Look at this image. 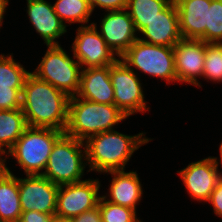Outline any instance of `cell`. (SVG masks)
<instances>
[{
  "mask_svg": "<svg viewBox=\"0 0 222 222\" xmlns=\"http://www.w3.org/2000/svg\"><path fill=\"white\" fill-rule=\"evenodd\" d=\"M70 97L30 73L24 83L21 109L27 126L65 131Z\"/></svg>",
  "mask_w": 222,
  "mask_h": 222,
  "instance_id": "1",
  "label": "cell"
},
{
  "mask_svg": "<svg viewBox=\"0 0 222 222\" xmlns=\"http://www.w3.org/2000/svg\"><path fill=\"white\" fill-rule=\"evenodd\" d=\"M146 133L134 136L125 135L115 130L104 131L89 137L85 143L86 163L89 171L108 172L125 170V165L133 153L151 139L143 137Z\"/></svg>",
  "mask_w": 222,
  "mask_h": 222,
  "instance_id": "2",
  "label": "cell"
},
{
  "mask_svg": "<svg viewBox=\"0 0 222 222\" xmlns=\"http://www.w3.org/2000/svg\"><path fill=\"white\" fill-rule=\"evenodd\" d=\"M127 117L115 106L100 104L71 96L68 103V121L64 133L81 141L104 131Z\"/></svg>",
  "mask_w": 222,
  "mask_h": 222,
  "instance_id": "3",
  "label": "cell"
},
{
  "mask_svg": "<svg viewBox=\"0 0 222 222\" xmlns=\"http://www.w3.org/2000/svg\"><path fill=\"white\" fill-rule=\"evenodd\" d=\"M63 134L53 128L27 126L6 157L13 156L26 175H41L55 142Z\"/></svg>",
  "mask_w": 222,
  "mask_h": 222,
  "instance_id": "4",
  "label": "cell"
},
{
  "mask_svg": "<svg viewBox=\"0 0 222 222\" xmlns=\"http://www.w3.org/2000/svg\"><path fill=\"white\" fill-rule=\"evenodd\" d=\"M84 160H87L84 142L64 133L55 142L41 175L58 186L83 181L87 165Z\"/></svg>",
  "mask_w": 222,
  "mask_h": 222,
  "instance_id": "5",
  "label": "cell"
},
{
  "mask_svg": "<svg viewBox=\"0 0 222 222\" xmlns=\"http://www.w3.org/2000/svg\"><path fill=\"white\" fill-rule=\"evenodd\" d=\"M47 47L44 57L31 73L65 92L69 97L75 96L80 85L81 65L69 57L60 45Z\"/></svg>",
  "mask_w": 222,
  "mask_h": 222,
  "instance_id": "6",
  "label": "cell"
},
{
  "mask_svg": "<svg viewBox=\"0 0 222 222\" xmlns=\"http://www.w3.org/2000/svg\"><path fill=\"white\" fill-rule=\"evenodd\" d=\"M119 59L129 68L135 67L146 74L160 77L168 84L177 81L173 47L149 44L137 39Z\"/></svg>",
  "mask_w": 222,
  "mask_h": 222,
  "instance_id": "7",
  "label": "cell"
},
{
  "mask_svg": "<svg viewBox=\"0 0 222 222\" xmlns=\"http://www.w3.org/2000/svg\"><path fill=\"white\" fill-rule=\"evenodd\" d=\"M110 79L114 88V105L126 116L149 111L144 100L142 84L134 69L119 58L110 65Z\"/></svg>",
  "mask_w": 222,
  "mask_h": 222,
  "instance_id": "8",
  "label": "cell"
},
{
  "mask_svg": "<svg viewBox=\"0 0 222 222\" xmlns=\"http://www.w3.org/2000/svg\"><path fill=\"white\" fill-rule=\"evenodd\" d=\"M99 189L98 179L59 186L55 217L70 220L83 212L94 209L101 197Z\"/></svg>",
  "mask_w": 222,
  "mask_h": 222,
  "instance_id": "9",
  "label": "cell"
},
{
  "mask_svg": "<svg viewBox=\"0 0 222 222\" xmlns=\"http://www.w3.org/2000/svg\"><path fill=\"white\" fill-rule=\"evenodd\" d=\"M72 51L74 59H77L82 69L106 67L118 60L116 54L107 46L97 31L95 23L79 26L72 44Z\"/></svg>",
  "mask_w": 222,
  "mask_h": 222,
  "instance_id": "10",
  "label": "cell"
},
{
  "mask_svg": "<svg viewBox=\"0 0 222 222\" xmlns=\"http://www.w3.org/2000/svg\"><path fill=\"white\" fill-rule=\"evenodd\" d=\"M22 212L38 211L55 217L59 186L42 175H26L18 178Z\"/></svg>",
  "mask_w": 222,
  "mask_h": 222,
  "instance_id": "11",
  "label": "cell"
},
{
  "mask_svg": "<svg viewBox=\"0 0 222 222\" xmlns=\"http://www.w3.org/2000/svg\"><path fill=\"white\" fill-rule=\"evenodd\" d=\"M218 165L216 157H208L192 162L177 171L191 198L197 201H208L218 180L222 177V172L218 171Z\"/></svg>",
  "mask_w": 222,
  "mask_h": 222,
  "instance_id": "12",
  "label": "cell"
},
{
  "mask_svg": "<svg viewBox=\"0 0 222 222\" xmlns=\"http://www.w3.org/2000/svg\"><path fill=\"white\" fill-rule=\"evenodd\" d=\"M100 35L120 58L138 39L134 22L127 9L108 11L101 21Z\"/></svg>",
  "mask_w": 222,
  "mask_h": 222,
  "instance_id": "13",
  "label": "cell"
},
{
  "mask_svg": "<svg viewBox=\"0 0 222 222\" xmlns=\"http://www.w3.org/2000/svg\"><path fill=\"white\" fill-rule=\"evenodd\" d=\"M205 49L204 41L183 38L173 47L178 82L200 87L197 77H203Z\"/></svg>",
  "mask_w": 222,
  "mask_h": 222,
  "instance_id": "14",
  "label": "cell"
},
{
  "mask_svg": "<svg viewBox=\"0 0 222 222\" xmlns=\"http://www.w3.org/2000/svg\"><path fill=\"white\" fill-rule=\"evenodd\" d=\"M140 33L146 38H140L143 42L174 47L181 39L179 17L174 0H172L158 16L153 18Z\"/></svg>",
  "mask_w": 222,
  "mask_h": 222,
  "instance_id": "15",
  "label": "cell"
},
{
  "mask_svg": "<svg viewBox=\"0 0 222 222\" xmlns=\"http://www.w3.org/2000/svg\"><path fill=\"white\" fill-rule=\"evenodd\" d=\"M183 39L202 40L206 43L208 8L211 0H174Z\"/></svg>",
  "mask_w": 222,
  "mask_h": 222,
  "instance_id": "16",
  "label": "cell"
},
{
  "mask_svg": "<svg viewBox=\"0 0 222 222\" xmlns=\"http://www.w3.org/2000/svg\"><path fill=\"white\" fill-rule=\"evenodd\" d=\"M27 13L36 32L42 37L47 46L59 45L57 38L67 32L54 7L45 0H27Z\"/></svg>",
  "mask_w": 222,
  "mask_h": 222,
  "instance_id": "17",
  "label": "cell"
},
{
  "mask_svg": "<svg viewBox=\"0 0 222 222\" xmlns=\"http://www.w3.org/2000/svg\"><path fill=\"white\" fill-rule=\"evenodd\" d=\"M76 97L100 104L114 105V88L110 79V66L83 68Z\"/></svg>",
  "mask_w": 222,
  "mask_h": 222,
  "instance_id": "18",
  "label": "cell"
},
{
  "mask_svg": "<svg viewBox=\"0 0 222 222\" xmlns=\"http://www.w3.org/2000/svg\"><path fill=\"white\" fill-rule=\"evenodd\" d=\"M105 173H110L113 180L109 187V201L124 207L134 209L140 202L143 194L142 186L136 171L125 172L124 170H113Z\"/></svg>",
  "mask_w": 222,
  "mask_h": 222,
  "instance_id": "19",
  "label": "cell"
},
{
  "mask_svg": "<svg viewBox=\"0 0 222 222\" xmlns=\"http://www.w3.org/2000/svg\"><path fill=\"white\" fill-rule=\"evenodd\" d=\"M6 159L2 158L0 167V222H19L22 209L18 178L5 165Z\"/></svg>",
  "mask_w": 222,
  "mask_h": 222,
  "instance_id": "20",
  "label": "cell"
},
{
  "mask_svg": "<svg viewBox=\"0 0 222 222\" xmlns=\"http://www.w3.org/2000/svg\"><path fill=\"white\" fill-rule=\"evenodd\" d=\"M26 127L27 123L21 108L0 110V157L14 146Z\"/></svg>",
  "mask_w": 222,
  "mask_h": 222,
  "instance_id": "21",
  "label": "cell"
},
{
  "mask_svg": "<svg viewBox=\"0 0 222 222\" xmlns=\"http://www.w3.org/2000/svg\"><path fill=\"white\" fill-rule=\"evenodd\" d=\"M172 0H127L128 13L140 32L153 18L158 16Z\"/></svg>",
  "mask_w": 222,
  "mask_h": 222,
  "instance_id": "22",
  "label": "cell"
},
{
  "mask_svg": "<svg viewBox=\"0 0 222 222\" xmlns=\"http://www.w3.org/2000/svg\"><path fill=\"white\" fill-rule=\"evenodd\" d=\"M53 7L64 24L65 22L86 24L93 12L88 0H57Z\"/></svg>",
  "mask_w": 222,
  "mask_h": 222,
  "instance_id": "23",
  "label": "cell"
},
{
  "mask_svg": "<svg viewBox=\"0 0 222 222\" xmlns=\"http://www.w3.org/2000/svg\"><path fill=\"white\" fill-rule=\"evenodd\" d=\"M30 73L13 59V55H0V87L23 88Z\"/></svg>",
  "mask_w": 222,
  "mask_h": 222,
  "instance_id": "24",
  "label": "cell"
},
{
  "mask_svg": "<svg viewBox=\"0 0 222 222\" xmlns=\"http://www.w3.org/2000/svg\"><path fill=\"white\" fill-rule=\"evenodd\" d=\"M107 198L105 195L101 196L97 205L102 222H142L137 219L134 209L106 201Z\"/></svg>",
  "mask_w": 222,
  "mask_h": 222,
  "instance_id": "25",
  "label": "cell"
},
{
  "mask_svg": "<svg viewBox=\"0 0 222 222\" xmlns=\"http://www.w3.org/2000/svg\"><path fill=\"white\" fill-rule=\"evenodd\" d=\"M203 78L222 82V47L218 43H206Z\"/></svg>",
  "mask_w": 222,
  "mask_h": 222,
  "instance_id": "26",
  "label": "cell"
},
{
  "mask_svg": "<svg viewBox=\"0 0 222 222\" xmlns=\"http://www.w3.org/2000/svg\"><path fill=\"white\" fill-rule=\"evenodd\" d=\"M222 42V0H211L208 8L206 43Z\"/></svg>",
  "mask_w": 222,
  "mask_h": 222,
  "instance_id": "27",
  "label": "cell"
},
{
  "mask_svg": "<svg viewBox=\"0 0 222 222\" xmlns=\"http://www.w3.org/2000/svg\"><path fill=\"white\" fill-rule=\"evenodd\" d=\"M23 88L0 87V110L21 108Z\"/></svg>",
  "mask_w": 222,
  "mask_h": 222,
  "instance_id": "28",
  "label": "cell"
},
{
  "mask_svg": "<svg viewBox=\"0 0 222 222\" xmlns=\"http://www.w3.org/2000/svg\"><path fill=\"white\" fill-rule=\"evenodd\" d=\"M92 11L96 7L105 9L106 12L121 10L127 7V0H88Z\"/></svg>",
  "mask_w": 222,
  "mask_h": 222,
  "instance_id": "29",
  "label": "cell"
},
{
  "mask_svg": "<svg viewBox=\"0 0 222 222\" xmlns=\"http://www.w3.org/2000/svg\"><path fill=\"white\" fill-rule=\"evenodd\" d=\"M207 202L213 205L214 213L222 217V177L218 180Z\"/></svg>",
  "mask_w": 222,
  "mask_h": 222,
  "instance_id": "30",
  "label": "cell"
},
{
  "mask_svg": "<svg viewBox=\"0 0 222 222\" xmlns=\"http://www.w3.org/2000/svg\"><path fill=\"white\" fill-rule=\"evenodd\" d=\"M54 218L51 214H46L38 211L22 212L19 222H51Z\"/></svg>",
  "mask_w": 222,
  "mask_h": 222,
  "instance_id": "31",
  "label": "cell"
},
{
  "mask_svg": "<svg viewBox=\"0 0 222 222\" xmlns=\"http://www.w3.org/2000/svg\"><path fill=\"white\" fill-rule=\"evenodd\" d=\"M70 222H102L99 207L81 213L70 219Z\"/></svg>",
  "mask_w": 222,
  "mask_h": 222,
  "instance_id": "32",
  "label": "cell"
},
{
  "mask_svg": "<svg viewBox=\"0 0 222 222\" xmlns=\"http://www.w3.org/2000/svg\"><path fill=\"white\" fill-rule=\"evenodd\" d=\"M9 0H0V28L3 23V18H4V13L6 12V7L8 4Z\"/></svg>",
  "mask_w": 222,
  "mask_h": 222,
  "instance_id": "33",
  "label": "cell"
},
{
  "mask_svg": "<svg viewBox=\"0 0 222 222\" xmlns=\"http://www.w3.org/2000/svg\"><path fill=\"white\" fill-rule=\"evenodd\" d=\"M51 222H70L69 219H62V218H58V217H54Z\"/></svg>",
  "mask_w": 222,
  "mask_h": 222,
  "instance_id": "34",
  "label": "cell"
},
{
  "mask_svg": "<svg viewBox=\"0 0 222 222\" xmlns=\"http://www.w3.org/2000/svg\"><path fill=\"white\" fill-rule=\"evenodd\" d=\"M219 150H220V156H221V160H220L221 163H220V164L222 165V142H221V144H220Z\"/></svg>",
  "mask_w": 222,
  "mask_h": 222,
  "instance_id": "35",
  "label": "cell"
},
{
  "mask_svg": "<svg viewBox=\"0 0 222 222\" xmlns=\"http://www.w3.org/2000/svg\"><path fill=\"white\" fill-rule=\"evenodd\" d=\"M2 166V157H0V167Z\"/></svg>",
  "mask_w": 222,
  "mask_h": 222,
  "instance_id": "36",
  "label": "cell"
}]
</instances>
